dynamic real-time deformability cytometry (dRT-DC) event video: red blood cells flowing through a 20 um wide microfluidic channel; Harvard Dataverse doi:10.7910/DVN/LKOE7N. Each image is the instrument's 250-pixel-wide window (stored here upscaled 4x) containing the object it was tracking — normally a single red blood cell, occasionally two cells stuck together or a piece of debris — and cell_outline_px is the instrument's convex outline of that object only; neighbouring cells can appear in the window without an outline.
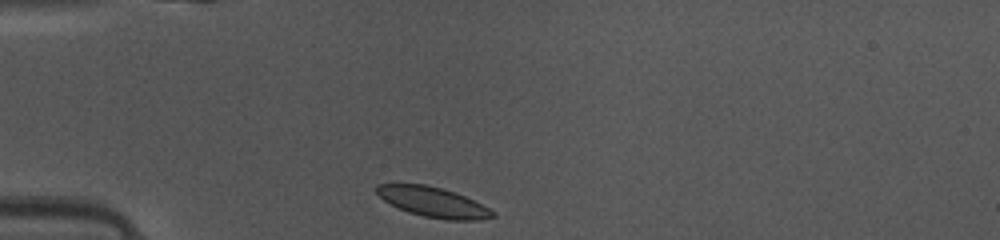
{"species": "common noctule bat (a hibernating species)", "species_latin": "Nyctalus noctula", "temperature_condition": "warm", "stored_images_in_passage": 36, "camera_frame_rate_fps": 3000, "um_per_image_px": 0.085, "animal": {"sex": "female", "body_mass_g": 10.0, "forearm_length_mm": 53.1}, "frame": {"image": 1, "passage_image": 1, "time_ms": 0.0, "image_size_px": [1000, 240], "cell_outline_px": [[496, 216], [476, 220], [448, 220], [424, 216], [408, 212], [384, 200], [376, 192], [376, 184], [424, 184], [456, 192], [496, 212]], "centroid_in_image_um": [36.82, 17.18], "position_along_channel_um": 48.2, "area_um2": 19.94}}
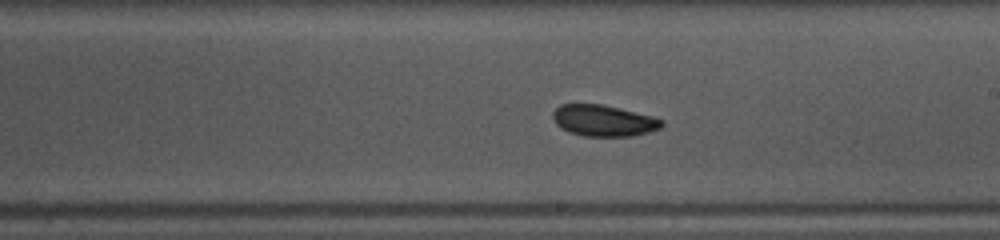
{"frame": {"image": 2, "passage_image": 16, "time_ms": 5.0, "image_size_px": [1000, 240], "cell_outline_px": [[664, 124], [660, 128], [648, 132], [632, 136], [584, 136], [568, 132], [560, 128], [556, 124], [552, 116], [552, 112], [560, 104], [600, 104], [620, 108], [652, 116], [664, 120]], "centroid_in_image_um": [51.29, 10.25], "position_along_channel_um": 237.7, "area_um2": 19.94}}
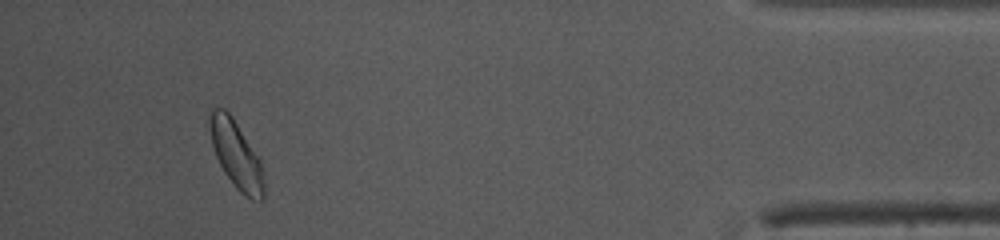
{"frame": {"image": 3, "passage_image": 33, "time_ms": 10.667, "image_size_px": [1000, 240], "cell_outline_px": [[264, 196], [260, 200], [252, 200], [244, 196], [236, 188], [224, 172], [216, 156], [212, 144], [208, 120], [208, 112], [212, 108], [224, 108], [232, 116], [260, 160], [264, 184]], "centroid_in_image_um": [20.05, 13.13], "position_along_channel_um": 415.1, "area_um2": 21.15}, "authors_computed_cell_mechanics": {"area_um2": 20.2589, "velocity_mm_per_s": 4.1138, "shape_relaxation_time_tau1_ms": 3.1852, "shape_relaxation_time_tau2_ms": null, "deformation_change_tau1": 0.0776, "deformation_change_tau2": null}}